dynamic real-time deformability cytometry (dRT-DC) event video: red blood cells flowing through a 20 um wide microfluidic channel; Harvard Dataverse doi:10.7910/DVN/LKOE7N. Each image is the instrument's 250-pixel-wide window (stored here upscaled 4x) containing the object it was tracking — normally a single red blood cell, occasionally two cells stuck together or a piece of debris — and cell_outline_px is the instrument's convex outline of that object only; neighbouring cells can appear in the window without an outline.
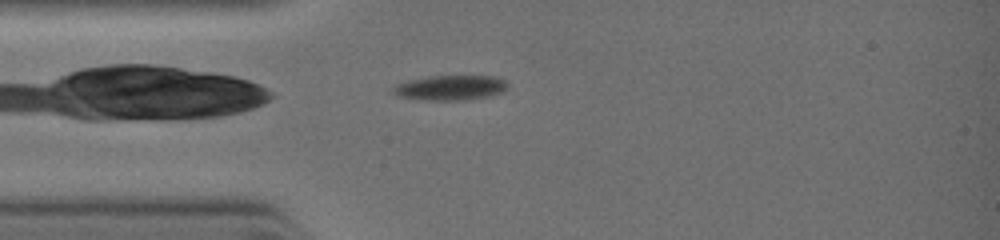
{"species": "common noctule bat (a hibernating species)", "species_latin": "Nyctalus noctula", "temperature_condition": "warm", "stored_images_in_passage": 13, "camera_frame_rate_fps": 3000, "um_per_image_px": 0.085, "animal": {"sex": "female", "body_mass_g": 19.0, "forearm_length_mm": 51.5}, "frame": {"image": 1, "passage_image": 1, "time_ms": 0.0, "image_size_px": [1000, 240], "cell_outline_px": [[508, 88], [492, 96], [468, 100], [416, 100], [396, 96], [392, 92], [392, 88], [396, 84], [408, 80], [428, 76], [496, 76], [504, 80], [508, 84]], "centroid_in_image_um": [38.25, 7.47], "position_along_channel_um": 46.7, "area_um2": 16.99}}
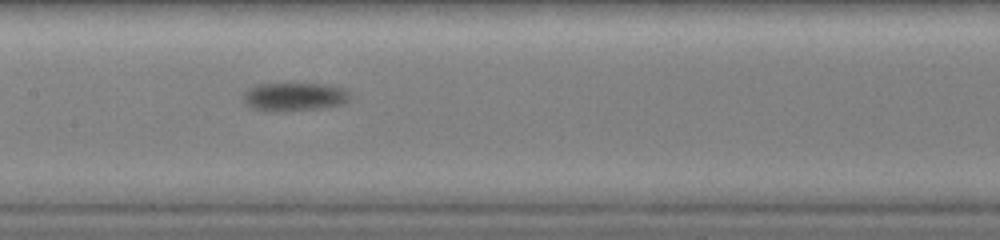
{"frame": {"image": 2, "passage_image": 7, "time_ms": 2.667, "image_size_px": [1000, 240], "cell_outline_px": [[352, 96], [344, 104], [316, 108], [284, 112], [276, 112], [256, 108], [248, 104], [244, 100], [244, 92], [248, 88], [256, 84], [332, 84], [348, 88], [352, 92]], "centroid_in_image_um": [25.13, 8.2], "position_along_channel_um": 182.3, "area_um2": 17.86}}
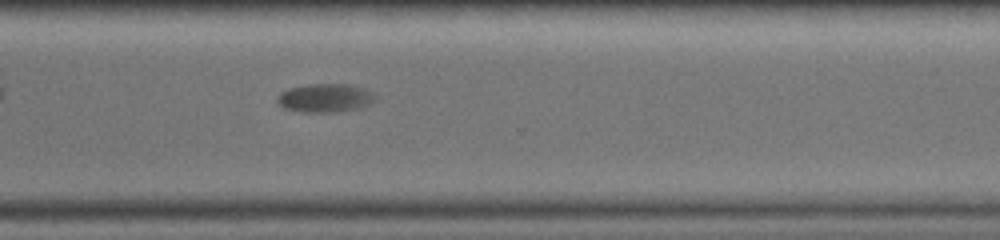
{"frame": {"image": 3, "passage_image": 13, "time_ms": 5.667, "image_size_px": [1000, 240], "cell_outline_px": [[376, 96], [368, 104], [360, 108], [328, 112], [304, 112], [284, 108], [276, 104], [276, 96], [280, 92], [288, 88], [308, 84], [348, 84], [364, 88], [372, 92]], "centroid_in_image_um": [27.56, 8.31], "position_along_channel_um": 343.0, "area_um2": 16.3}}